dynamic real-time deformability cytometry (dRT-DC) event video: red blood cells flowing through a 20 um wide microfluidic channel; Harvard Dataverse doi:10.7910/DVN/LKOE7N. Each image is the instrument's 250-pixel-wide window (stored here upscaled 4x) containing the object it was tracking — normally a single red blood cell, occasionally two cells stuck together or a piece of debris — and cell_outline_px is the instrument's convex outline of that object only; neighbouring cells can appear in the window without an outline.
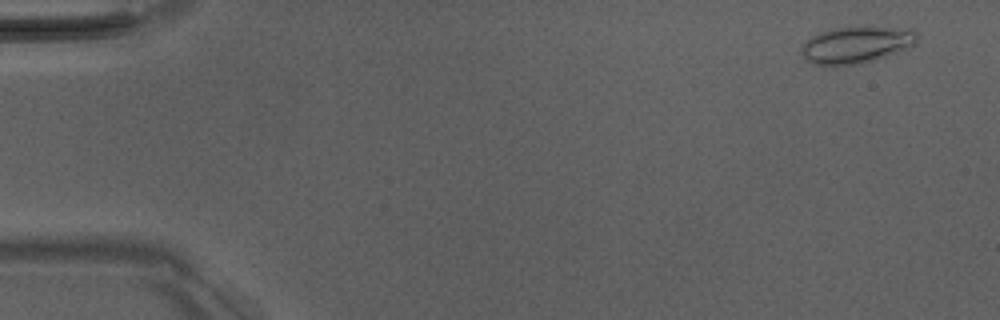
{"species": "Egyptian fruit bat (a non-hibernating species)", "species_latin": "Rousettus aegyptiacus", "temperature_condition": "room temperature", "stored_images_in_passage": 4, "camera_frame_rate_fps": 3000, "um_per_image_px": 0.085, "animal": {"sex": "male"}, "frame": {"image": 1, "passage_image": 1, "time_ms": 0.0, "image_size_px": [1000, 320], "cell_outline_px": [[916, 44], [908, 48], [860, 64], [836, 68], [832, 68], [812, 64], [800, 52], [800, 48], [812, 36], [836, 28], [912, 28], [916, 32]], "centroid_in_image_um": [72.75, 3.87], "position_along_channel_um": 12.3, "area_um2": 24.62}}
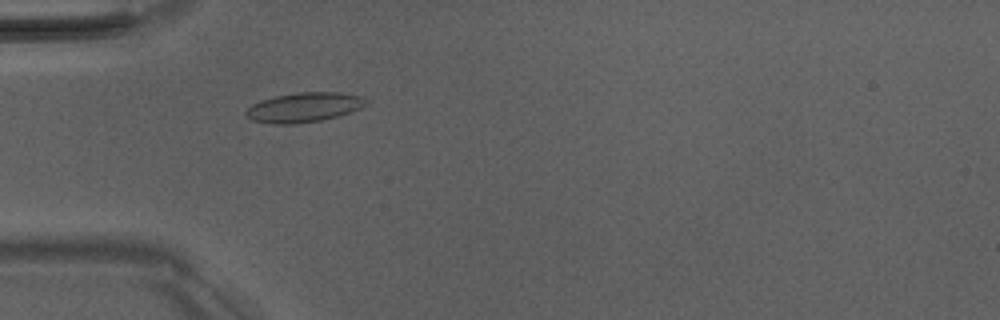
{"frame": {"image": 2, "passage_image": 4, "time_ms": 4.333, "image_size_px": [1000, 320], "cell_outline_px": [[368, 100], [360, 108], [336, 116], [320, 120], [292, 124], [276, 124], [252, 120], [244, 112], [252, 104], [260, 100], [276, 96], [300, 92], [340, 92], [360, 96]], "centroid_in_image_um": [25.81, 9.11], "position_along_channel_um": 59.2, "area_um2": 20.35}}